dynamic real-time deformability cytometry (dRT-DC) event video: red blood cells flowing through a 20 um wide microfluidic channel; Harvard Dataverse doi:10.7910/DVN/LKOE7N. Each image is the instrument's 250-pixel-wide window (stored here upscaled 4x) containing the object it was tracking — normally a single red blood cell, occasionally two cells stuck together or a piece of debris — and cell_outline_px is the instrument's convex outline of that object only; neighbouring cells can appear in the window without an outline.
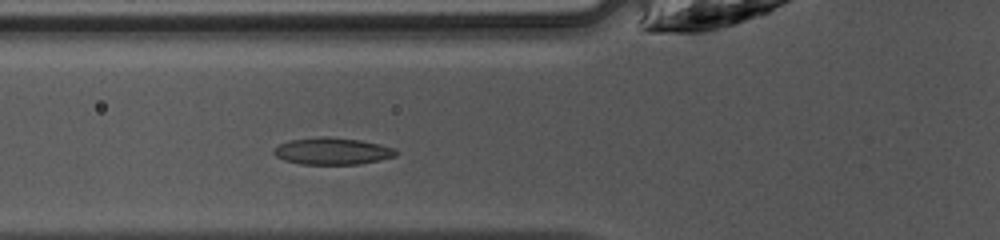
{"species": "common noctule bat (a hibernating species)", "species_latin": "Nyctalus noctula", "temperature_condition": "warm", "stored_images_in_passage": 27, "camera_frame_rate_fps": 3000, "um_per_image_px": 0.085, "animal": {"sex": "female", "body_mass_g": 10.0, "forearm_length_mm": 53.1}, "frame": {"image": 1, "passage_image": 4, "time_ms": 1.0, "image_size_px": [1000, 240], "cell_outline_px": [[400, 152], [396, 156], [380, 160], [360, 164], [300, 164], [284, 160], [276, 156], [272, 152], [272, 148], [280, 144], [292, 140], [324, 136], [328, 136], [360, 140], [380, 144], [396, 148]], "centroid_in_image_um": [28.28, 12.85], "position_along_channel_um": 97.5, "area_um2": 19.31}}
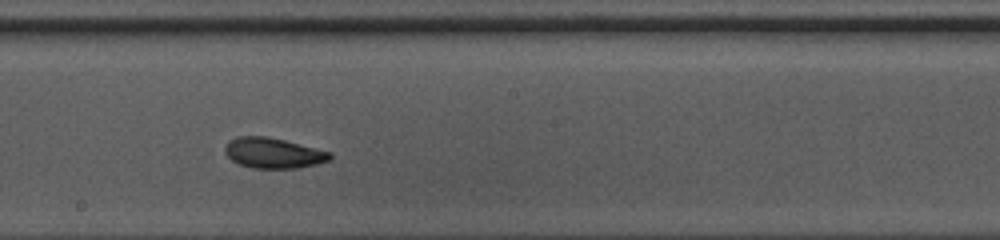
{"frame": {"image": 2, "passage_image": 13, "time_ms": 4.0, "image_size_px": [1000, 240], "cell_outline_px": [[332, 160], [300, 168], [252, 168], [240, 164], [232, 160], [224, 152], [224, 148], [228, 140], [236, 136], [268, 136], [332, 152]], "centroid_in_image_um": [23.23, 13.0], "position_along_channel_um": 225.0, "area_um2": 18.79}}
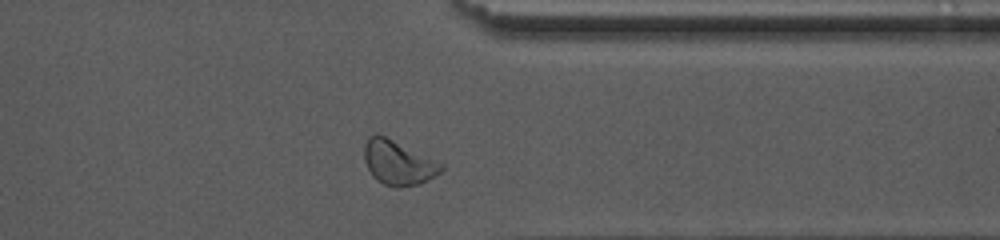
{"frame": {"image": 3, "passage_image": 24, "time_ms": 7.667, "image_size_px": [1000, 240], "cell_outline_px": [[444, 168], [436, 176], [420, 184], [400, 188], [396, 188], [384, 184], [376, 180], [372, 176], [364, 160], [364, 144], [368, 136], [376, 132], [444, 164]], "centroid_in_image_um": [33.83, 13.84], "position_along_channel_um": 377.6, "area_um2": 20.06}, "authors_computed_cell_mechanics": {"area_um2": 18.7272, "velocity_mm_per_s": 4.2305, "shape_relaxation_time_tau1_ms": 2.1362, "shape_relaxation_time_tau2_ms": 2.0406, "deformation_change_tau1": 0.1109, "deformation_change_tau2": 0.0665}}